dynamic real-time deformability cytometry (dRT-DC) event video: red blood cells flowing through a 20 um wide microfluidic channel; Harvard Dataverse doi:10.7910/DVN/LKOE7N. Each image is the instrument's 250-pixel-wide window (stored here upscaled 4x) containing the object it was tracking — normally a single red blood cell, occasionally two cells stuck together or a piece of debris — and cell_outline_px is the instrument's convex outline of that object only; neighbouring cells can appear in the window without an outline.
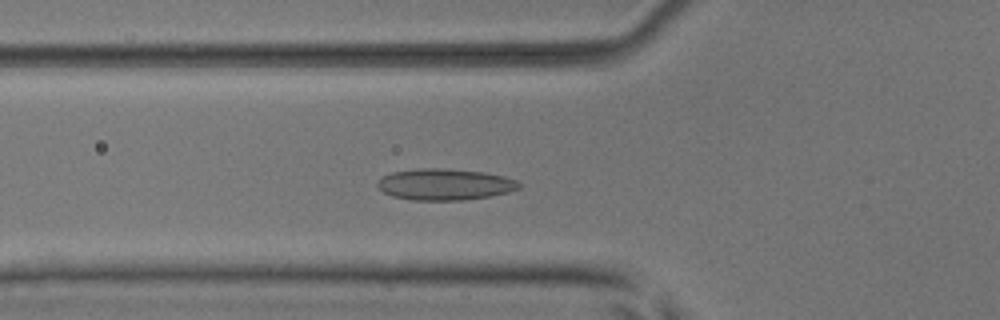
{"species": "common noctule bat (a hibernating species)", "species_latin": "Nyctalus noctula", "temperature_condition": "room temperature", "stored_images_in_passage": 52, "segment_of_instrument_passage": [1, 2], "camera_frame_rate_fps": 3000, "um_per_image_px": 0.085, "animal": {"sex": "male", "body_mass_g": 17.9, "forearm_length_mm": 54.2}, "frame": {"image": 1, "passage_image": 18, "time_ms": 5.667, "image_size_px": [1000, 320], "cell_outline_px": [[524, 184], [520, 188], [508, 192], [488, 196], [464, 200], [416, 200], [392, 196], [384, 192], [376, 184], [376, 180], [392, 172], [420, 168], [440, 168], [484, 172], [504, 176], [516, 180]], "centroid_in_image_um": [37.83, 15.67], "position_along_channel_um": 88.0, "area_um2": 25.84}}
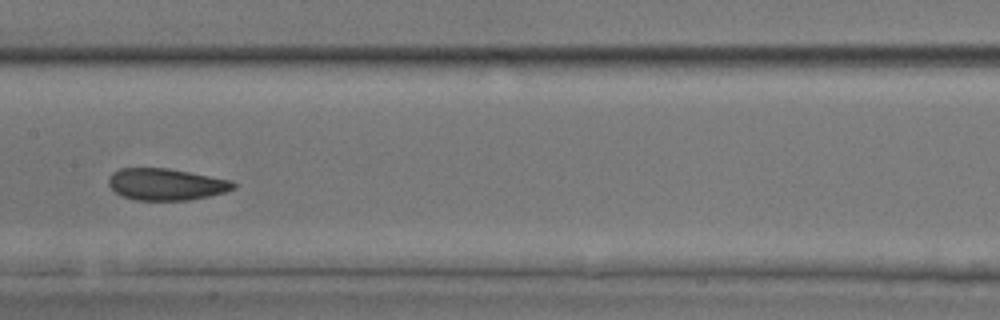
{"frame": {"image": 2, "passage_image": 26, "time_ms": 8.333, "image_size_px": [1000, 320], "cell_outline_px": [[236, 188], [224, 192], [208, 196], [188, 200], [136, 200], [120, 196], [108, 184], [108, 176], [112, 172], [120, 168], [168, 168], [232, 180], [236, 184]], "centroid_in_image_um": [14.1, 15.66], "position_along_channel_um": 193.3, "area_um2": 23.18}}
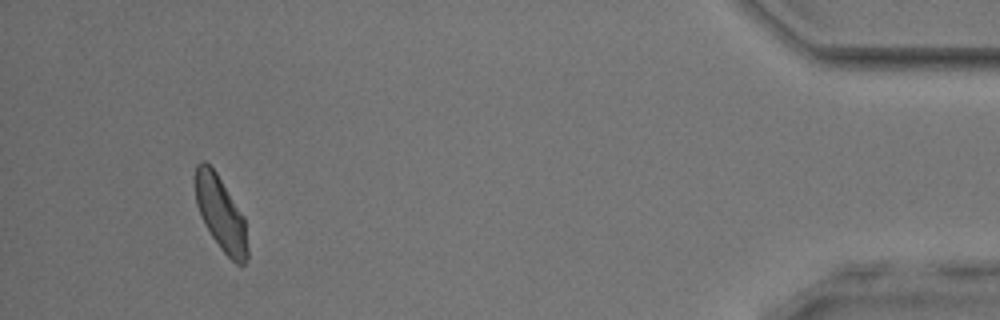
{"frame": {"image": 3, "passage_image": 48, "time_ms": 15.667, "image_size_px": [1000, 320], "cell_outline_px": [[248, 260], [244, 264], [236, 264], [220, 248], [204, 224], [200, 216], [196, 204], [196, 164], [200, 160], [204, 160], [216, 172], [244, 216], [248, 248]], "centroid_in_image_um": [18.78, 18.18], "position_along_channel_um": 416.4, "area_um2": 22.48}}